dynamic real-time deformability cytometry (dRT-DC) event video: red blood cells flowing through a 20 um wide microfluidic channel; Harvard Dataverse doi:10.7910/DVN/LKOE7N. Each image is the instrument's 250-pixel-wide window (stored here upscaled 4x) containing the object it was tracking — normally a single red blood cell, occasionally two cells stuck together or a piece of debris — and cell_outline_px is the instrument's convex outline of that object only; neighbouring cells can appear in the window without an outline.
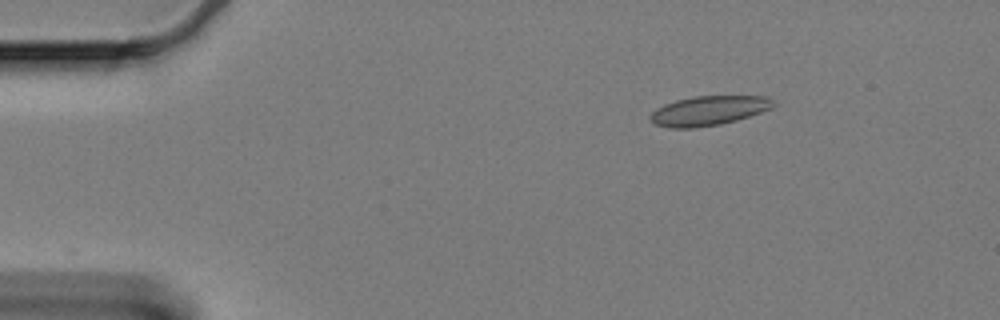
{"species": "Egyptian fruit bat (a non-hibernating species)", "species_latin": "Rousettus aegyptiacus", "temperature_condition": "cold", "stored_images_in_passage": 39, "camera_frame_rate_fps": 3000, "um_per_image_px": 0.085, "animal": {"sex": "female"}, "frame": {"image": 1, "passage_image": 1, "time_ms": 0.0, "image_size_px": [1000, 320], "cell_outline_px": [[776, 104], [772, 108], [736, 120], [720, 124], [692, 128], [668, 128], [656, 124], [648, 116], [656, 108], [664, 104], [676, 100], [692, 96], [768, 96]], "centroid_in_image_um": [60.22, 9.4], "position_along_channel_um": 24.8, "area_um2": 21.1}}
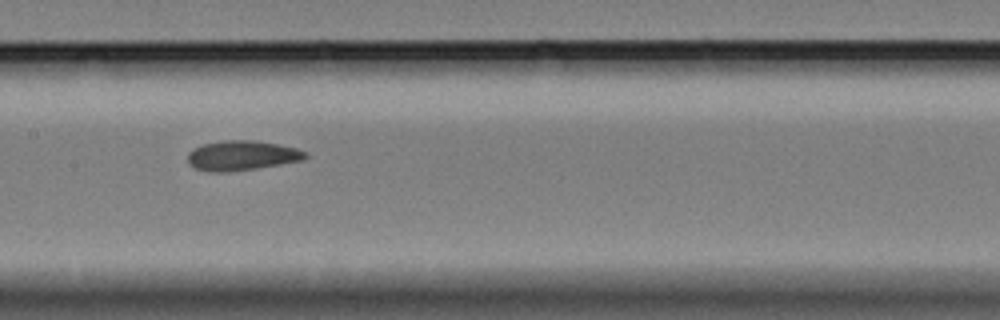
{"frame": {"image": 2, "passage_image": 22, "time_ms": 7.0, "image_size_px": [1000, 320], "cell_outline_px": [[308, 156], [304, 160], [256, 168], [228, 172], [212, 172], [196, 168], [188, 164], [188, 152], [192, 148], [204, 144], [224, 140], [252, 140], [276, 144], [296, 148], [308, 152]], "centroid_in_image_um": [20.55, 13.22], "position_along_channel_um": 186.8, "area_um2": 20.4}}
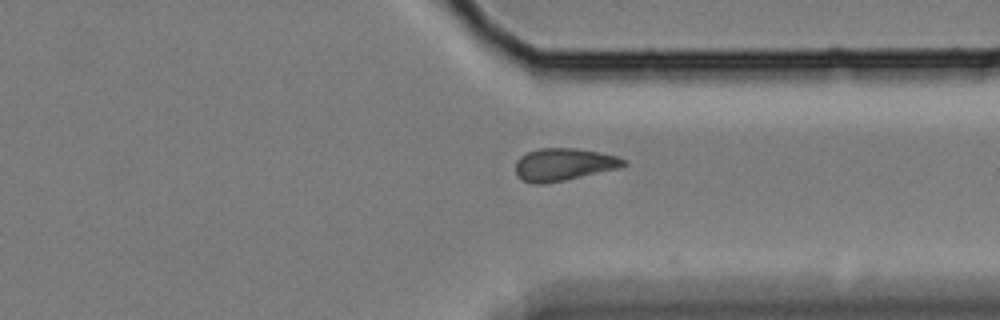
{"frame": {"image": 3, "passage_image": 38, "time_ms": 12.333, "image_size_px": [1000, 320], "cell_outline_px": [[628, 164], [620, 168], [564, 180], [544, 184], [532, 184], [516, 176], [516, 160], [520, 156], [528, 152], [540, 148], [576, 148], [600, 152], [616, 156], [628, 160]], "centroid_in_image_um": [47.93, 13.98], "position_along_channel_um": 363.5, "area_um2": 20.58}}